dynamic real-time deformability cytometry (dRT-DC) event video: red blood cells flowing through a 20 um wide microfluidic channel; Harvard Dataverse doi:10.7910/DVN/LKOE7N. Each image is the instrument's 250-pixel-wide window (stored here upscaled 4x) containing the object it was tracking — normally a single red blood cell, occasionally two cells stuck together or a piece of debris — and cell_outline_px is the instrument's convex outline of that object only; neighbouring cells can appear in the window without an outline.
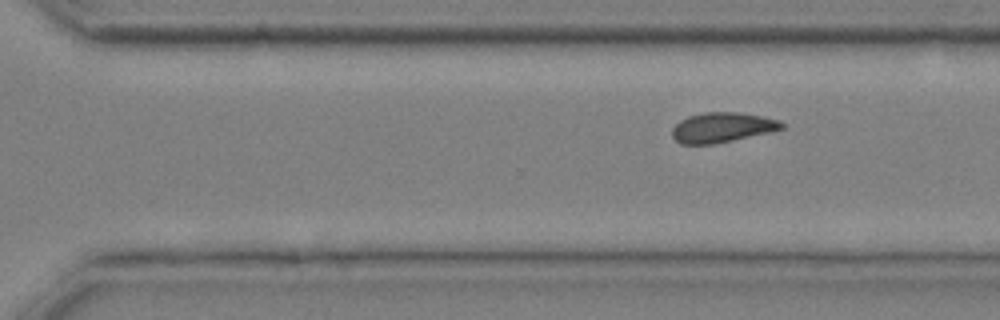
{"species": "common noctule bat (a hibernating species)", "species_latin": "Nyctalus noctula", "temperature_condition": "cold", "stored_images_in_passage": 9, "segment_of_instrument_passage": [2, 2], "camera_frame_rate_fps": 3000, "um_per_image_px": 0.085, "animal": {"sex": "male", "body_mass_g": 20.4}, "frame": {"image": 1, "passage_image": 9, "time_ms": 2.667, "image_size_px": [1000, 320], "cell_outline_px": [[784, 128], [772, 132], [716, 144], [680, 144], [672, 136], [672, 128], [680, 120], [688, 116], [704, 112], [736, 112], [764, 116], [780, 120], [784, 124]], "centroid_in_image_um": [61.41, 10.83], "position_along_channel_um": 309.2, "area_um2": 19.36}}